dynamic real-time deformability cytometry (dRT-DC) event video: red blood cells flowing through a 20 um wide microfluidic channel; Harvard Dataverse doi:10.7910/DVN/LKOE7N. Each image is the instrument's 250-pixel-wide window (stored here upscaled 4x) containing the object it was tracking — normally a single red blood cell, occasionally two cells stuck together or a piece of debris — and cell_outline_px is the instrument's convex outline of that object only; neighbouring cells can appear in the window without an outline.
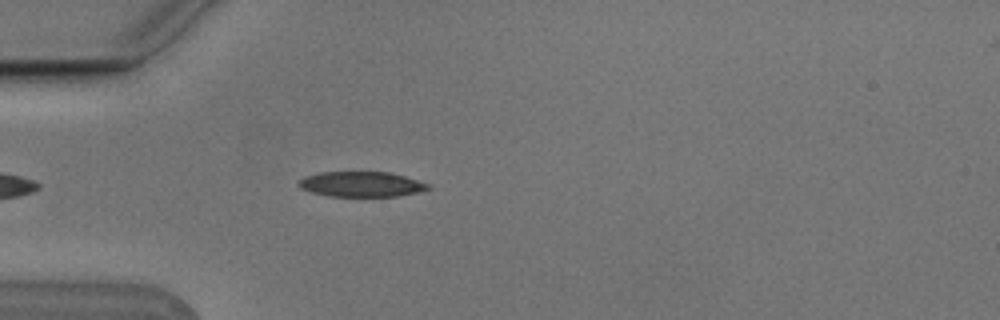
{"species": "Egyptian fruit bat (a non-hibernating species)", "species_latin": "Rousettus aegyptiacus", "temperature_condition": "cold", "stored_images_in_passage": 5, "camera_frame_rate_fps": 3000, "um_per_image_px": 0.085, "animal": {"sex": "male"}, "frame": {"image": 1, "passage_image": 5, "time_ms": 1.333, "image_size_px": [1000, 320], "cell_outline_px": [[432, 188], [416, 192], [396, 196], [328, 196], [312, 192], [300, 188], [296, 184], [304, 176], [320, 172], [388, 172], [404, 176], [428, 184]], "centroid_in_image_um": [30.66, 15.65], "position_along_channel_um": 54.3, "area_um2": 18.84}}